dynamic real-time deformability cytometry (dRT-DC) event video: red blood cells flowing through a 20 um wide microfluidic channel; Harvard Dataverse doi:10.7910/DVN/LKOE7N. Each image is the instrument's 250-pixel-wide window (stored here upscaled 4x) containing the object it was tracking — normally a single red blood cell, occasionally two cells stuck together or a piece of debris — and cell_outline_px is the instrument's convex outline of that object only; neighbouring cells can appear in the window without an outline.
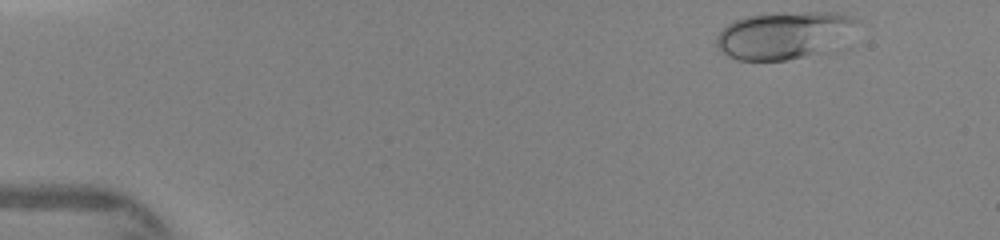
{"species": "human", "species_latin": "Homo sapiens", "temperature_condition": "warm", "stored_images_in_passage": 36, "camera_frame_rate_fps": 3000, "um_per_image_px": 0.085, "donor": {"sex": "female"}, "frame": {"image": 1, "passage_image": 1, "time_ms": 0.0, "image_size_px": [1000, 240], "cell_outline_px": [[860, 20], [820, 52], [788, 60], [736, 60], [728, 56], [716, 48], [716, 36], [728, 24], [744, 16], [808, 12], [836, 12], [852, 16]], "centroid_in_image_um": [66.48, 2.99], "position_along_channel_um": 18.5, "area_um2": 37.28}}
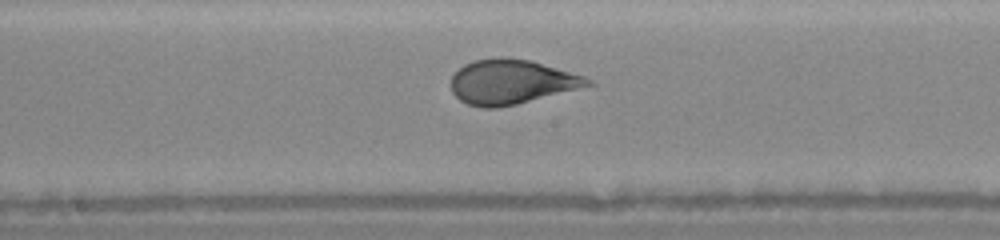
{"frame": {"image": 2, "passage_image": 19, "time_ms": 6.667, "image_size_px": [1000, 240], "cell_outline_px": [[596, 84], [516, 104], [496, 108], [484, 108], [468, 104], [460, 100], [452, 92], [452, 76], [464, 64], [476, 60], [496, 56], [508, 56], [532, 60], [584, 76], [592, 80]], "centroid_in_image_um": [43.48, 6.94], "position_along_channel_um": 204.7, "area_um2": 35.55}}
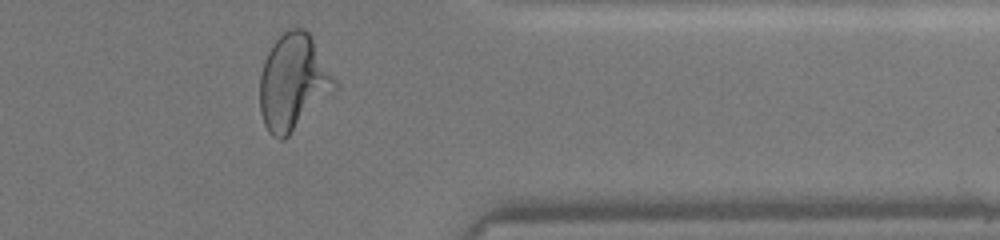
{"frame": {"image": 3, "passage_image": 30, "time_ms": 11.0, "image_size_px": [1000, 240], "cell_outline_px": [[336, 88], [284, 140], [280, 140], [272, 136], [268, 132], [264, 124], [260, 112], [260, 76], [264, 60], [276, 32], [284, 28], [304, 28], [312, 36], [336, 84]], "centroid_in_image_um": [24.86, 6.93], "position_along_channel_um": 386.5, "area_um2": 41.85}}